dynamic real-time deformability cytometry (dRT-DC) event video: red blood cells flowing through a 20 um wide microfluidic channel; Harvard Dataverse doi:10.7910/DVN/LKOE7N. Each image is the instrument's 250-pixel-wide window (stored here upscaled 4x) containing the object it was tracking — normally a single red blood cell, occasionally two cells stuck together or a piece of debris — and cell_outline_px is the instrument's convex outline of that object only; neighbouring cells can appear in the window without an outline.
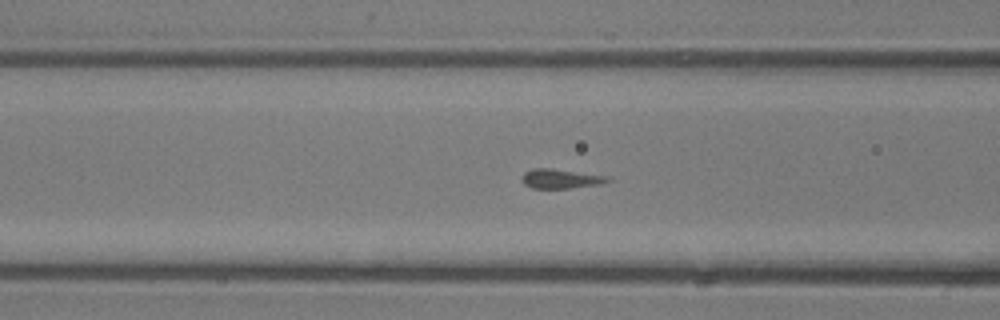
{"species": "common noctule bat (a hibernating species)", "species_latin": "Nyctalus noctula", "temperature_condition": "room temperature", "stored_images_in_passage": 39, "camera_frame_rate_fps": 3000, "um_per_image_px": 0.085, "animal": {"sex": "male", "body_mass_g": 13.3}, "frame": {"image": 1, "passage_image": 12, "time_ms": 3.667, "image_size_px": [1000, 320], "cell_outline_px": [[612, 180], [600, 184], [568, 188], [532, 188], [524, 184], [520, 180], [520, 176], [524, 172], [532, 168], [552, 168], [612, 176]], "centroid_in_image_um": [47.66, 15.17], "position_along_channel_um": 118.9, "area_um2": 10.0}}
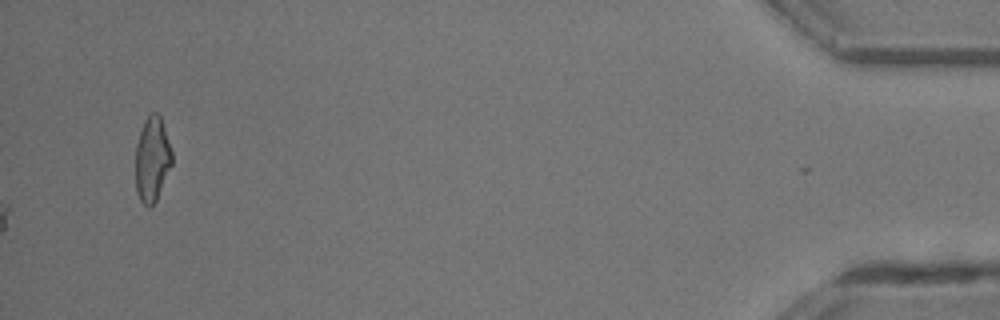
{"frame": {"image": 2, "passage_image": 39, "time_ms": 12.667, "image_size_px": [1000, 320], "cell_outline_px": [[172, 164], [156, 200], [148, 208], [140, 200], [136, 192], [136, 144], [144, 120], [152, 112], [156, 112], [160, 116], [172, 152]], "centroid_in_image_um": [12.92, 13.54], "position_along_channel_um": 422.3, "area_um2": 17.8}}